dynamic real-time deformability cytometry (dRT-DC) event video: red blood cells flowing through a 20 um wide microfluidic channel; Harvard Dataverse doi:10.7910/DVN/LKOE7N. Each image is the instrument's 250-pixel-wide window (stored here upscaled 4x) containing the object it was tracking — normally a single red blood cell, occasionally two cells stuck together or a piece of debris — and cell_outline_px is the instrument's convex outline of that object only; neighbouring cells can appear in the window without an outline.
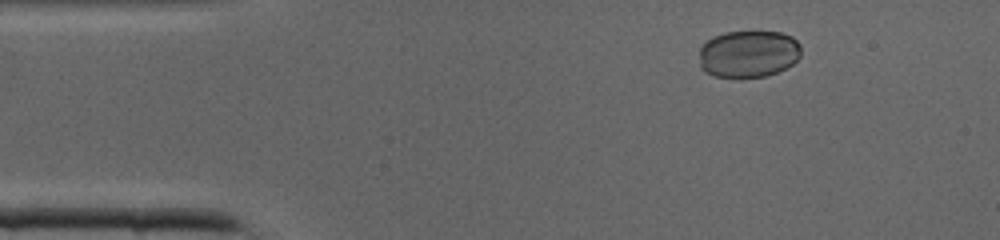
{"species": "common noctule bat (a hibernating species)", "species_latin": "Nyctalus noctula", "temperature_condition": "cold", "stored_images_in_passage": 41, "camera_frame_rate_fps": 3000, "um_per_image_px": 0.085, "animal": {"sex": "male", "body_mass_g": 19.0, "forearm_length_mm": 50.8}, "frame": {"image": 1, "passage_image": 6, "time_ms": 1.667, "image_size_px": [1000, 240], "cell_outline_px": [[800, 56], [792, 64], [776, 72], [764, 76], [712, 76], [704, 72], [700, 68], [700, 48], [712, 36], [724, 32], [780, 32], [792, 36], [800, 44]], "centroid_in_image_um": [63.6, 4.56], "position_along_channel_um": 21.4, "area_um2": 27.8}}
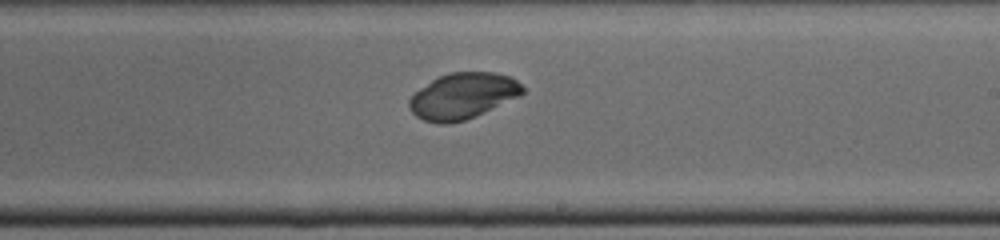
{"frame": {"image": 2, "passage_image": 24, "time_ms": 7.667, "image_size_px": [1000, 240], "cell_outline_px": [[524, 92], [520, 96], [476, 116], [464, 120], [448, 124], [440, 124], [424, 120], [416, 116], [408, 108], [408, 100], [420, 88], [432, 80], [448, 72], [496, 72], [508, 76], [516, 80], [524, 88]], "centroid_in_image_um": [39.34, 8.16], "position_along_channel_um": 249.7, "area_um2": 30.35}}
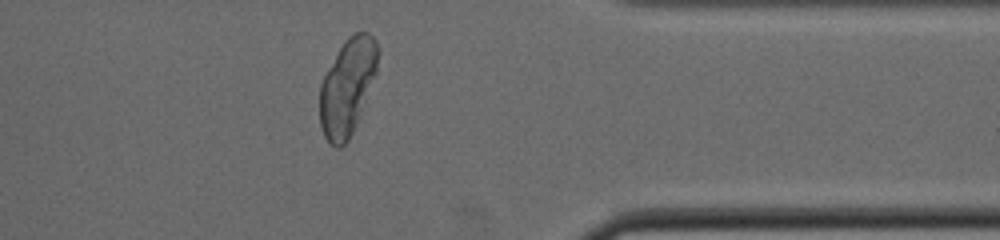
{"frame": {"image": 3, "passage_image": 33, "time_ms": 10.667, "image_size_px": [1000, 240], "cell_outline_px": [[380, 52], [376, 72], [360, 116], [348, 140], [340, 148], [336, 148], [328, 144], [324, 136], [320, 124], [320, 84], [324, 76], [344, 40], [348, 36], [356, 32], [368, 32], [376, 40], [380, 48]], "centroid_in_image_um": [29.54, 7.38], "position_along_channel_um": 381.9, "area_um2": 32.71}}